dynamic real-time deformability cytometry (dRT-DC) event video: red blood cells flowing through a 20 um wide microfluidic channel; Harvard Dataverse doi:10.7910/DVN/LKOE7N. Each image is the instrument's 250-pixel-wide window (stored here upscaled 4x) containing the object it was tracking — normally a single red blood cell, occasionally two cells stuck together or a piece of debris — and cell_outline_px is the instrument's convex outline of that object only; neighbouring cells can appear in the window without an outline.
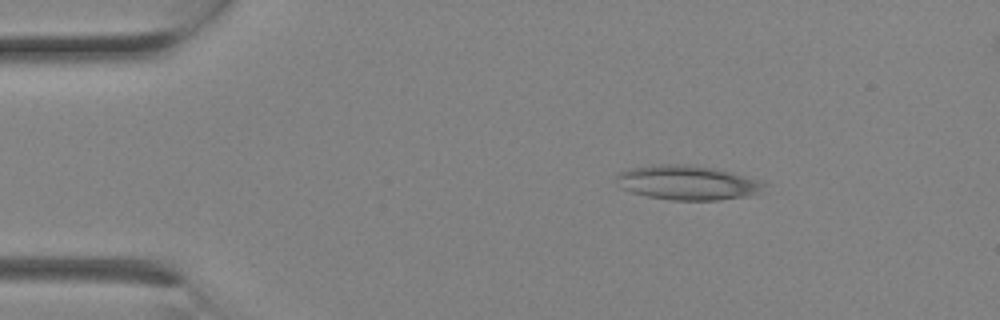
{"species": "Egyptian fruit bat (a non-hibernating species)", "species_latin": "Rousettus aegyptiacus", "temperature_condition": "room temperature", "stored_images_in_passage": 3, "camera_frame_rate_fps": 3000, "um_per_image_px": 0.085, "animal": {"sex": "female"}, "frame": {"image": 1, "passage_image": 1, "time_ms": 0.0, "image_size_px": [1000, 320], "cell_outline_px": [[768, 184], [760, 192], [748, 196], [720, 200], [672, 200], [648, 196], [632, 192], [620, 188], [616, 176], [620, 172], [628, 168], [660, 164], [688, 164], [716, 168], [732, 172]], "centroid_in_image_um": [58.43, 15.52], "position_along_channel_um": 26.6, "area_um2": 29.65}}